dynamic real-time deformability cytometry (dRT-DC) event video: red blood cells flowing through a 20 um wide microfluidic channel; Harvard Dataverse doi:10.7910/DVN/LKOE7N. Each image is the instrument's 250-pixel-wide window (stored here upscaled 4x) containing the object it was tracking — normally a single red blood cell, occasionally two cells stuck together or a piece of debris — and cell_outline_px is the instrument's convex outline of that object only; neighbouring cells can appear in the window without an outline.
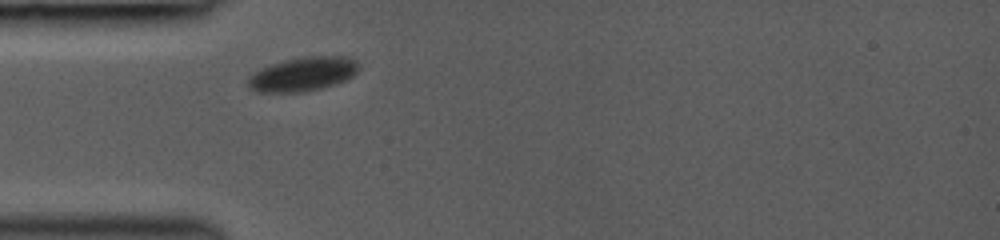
{"species": "common noctule bat (a hibernating species)", "species_latin": "Nyctalus noctula", "temperature_condition": "room temperature", "stored_images_in_passage": 30, "camera_frame_rate_fps": 3000, "um_per_image_px": 0.085, "animal": {"sex": "female", "body_mass_g": 19.0, "forearm_length_mm": 53.3}, "frame": {"image": 1, "passage_image": 1, "time_ms": 0.0, "image_size_px": [1000, 240], "cell_outline_px": [[360, 68], [348, 80], [336, 84], [304, 92], [256, 92], [248, 84], [248, 76], [252, 72], [260, 68], [284, 60], [304, 56], [352, 56], [360, 64]], "centroid_in_image_um": [25.79, 6.28], "position_along_channel_um": 59.2, "area_um2": 22.31}}
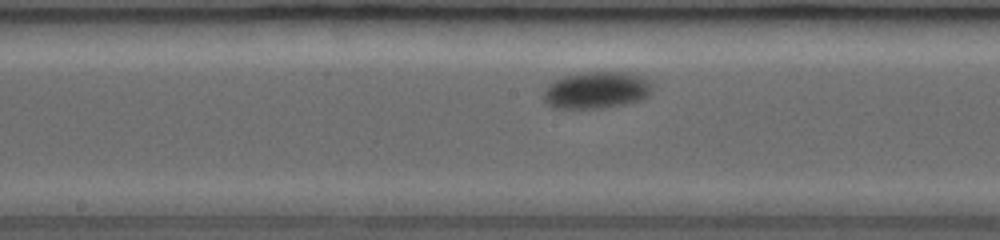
{"frame": {"image": 2, "passage_image": 12, "time_ms": 3.667, "image_size_px": [1000, 240], "cell_outline_px": [[652, 92], [644, 100], [604, 108], [552, 108], [544, 100], [544, 88], [548, 84], [564, 76], [580, 72], [628, 72], [640, 76], [648, 80], [652, 88]], "centroid_in_image_um": [50.71, 7.66], "position_along_channel_um": 197.5, "area_um2": 23.58}}
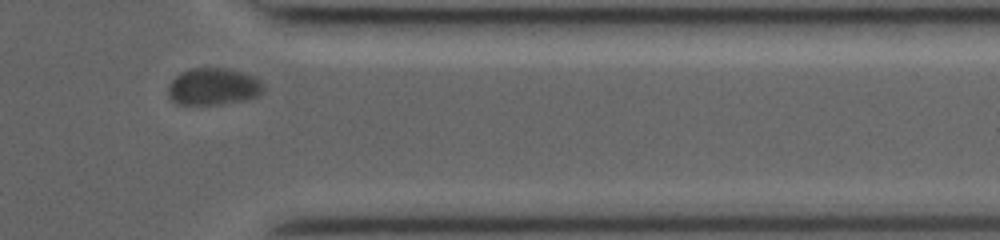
{"frame": {"image": 3, "passage_image": 27, "time_ms": 8.667, "image_size_px": [1000, 240], "cell_outline_px": [[264, 92], [248, 100], [220, 104], [176, 104], [168, 96], [168, 88], [172, 80], [180, 72], [192, 68], [228, 68], [244, 72], [260, 80], [264, 84]], "centroid_in_image_um": [18.16, 7.36], "position_along_channel_um": 393.2, "area_um2": 20.75}, "authors_computed_cell_mechanics": {"area_um2": 23.12, "velocity_mm_per_s": 3.8663, "shape_relaxation_time_tau1_ms": 0.8726, "shape_relaxation_time_tau2_ms": null, "deformation_change_tau1": 0.0366, "deformation_change_tau2": null}}